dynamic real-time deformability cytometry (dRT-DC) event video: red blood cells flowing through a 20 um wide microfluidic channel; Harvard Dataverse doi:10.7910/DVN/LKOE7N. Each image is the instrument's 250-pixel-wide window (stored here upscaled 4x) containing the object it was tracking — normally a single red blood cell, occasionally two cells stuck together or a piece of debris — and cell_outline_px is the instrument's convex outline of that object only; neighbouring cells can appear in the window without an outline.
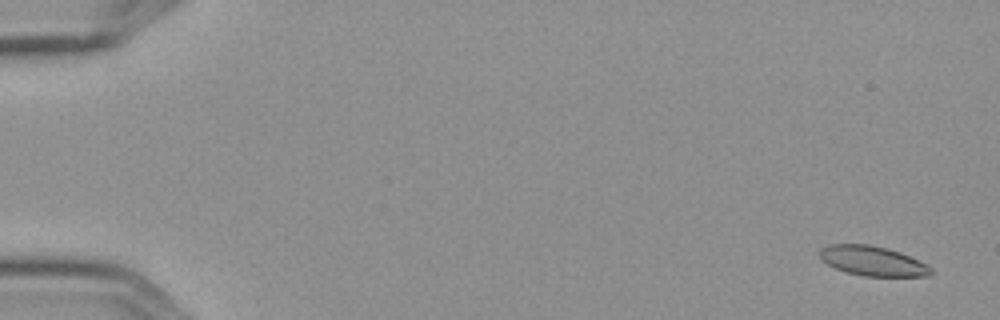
{"species": "Egyptian fruit bat (a non-hibernating species)", "species_latin": "Rousettus aegyptiacus", "temperature_condition": "cold", "stored_images_in_passage": 11, "camera_frame_rate_fps": 3000, "um_per_image_px": 0.085, "frame": {"image": 1, "passage_image": 1, "time_ms": 0.0, "image_size_px": [1000, 320], "cell_outline_px": [[932, 276], [864, 276], [848, 272], [836, 268], [828, 264], [820, 256], [820, 248], [828, 244], [868, 244], [888, 248], [900, 252], [932, 268]], "centroid_in_image_um": [74.17, 22.17], "position_along_channel_um": 10.8, "area_um2": 19.02}}
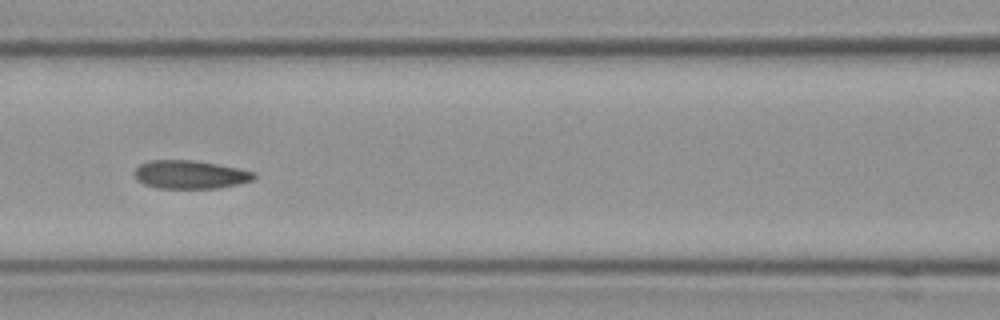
{"frame": {"image": 2, "passage_image": 7, "time_ms": 2.0, "image_size_px": [1000, 320], "cell_outline_px": [[256, 176], [252, 180], [240, 184], [220, 188], [156, 188], [144, 184], [136, 180], [132, 172], [140, 164], [148, 160], [196, 160], [256, 172]], "centroid_in_image_um": [16.13, 14.84], "position_along_channel_um": 150.5, "area_um2": 19.94}}
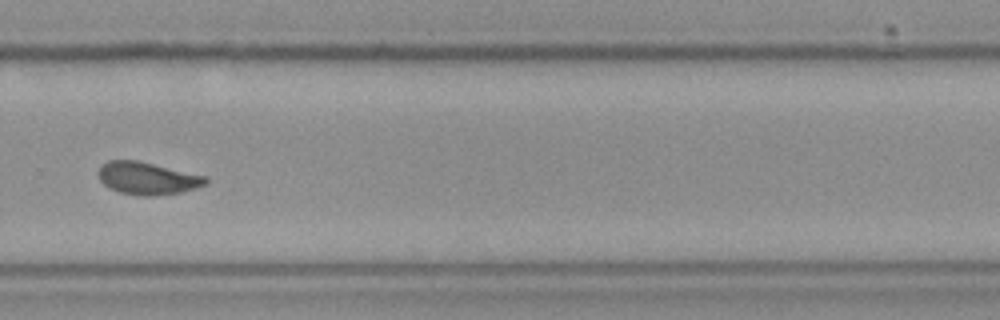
{"frame": {"image": 3, "passage_image": 11, "time_ms": 3.333, "image_size_px": [1000, 320], "cell_outline_px": [[208, 184], [196, 188], [180, 192], [152, 196], [140, 196], [120, 192], [108, 188], [100, 180], [100, 168], [108, 160], [140, 160], [208, 176]], "centroid_in_image_um": [12.59, 15.15], "position_along_channel_um": 317.2, "area_um2": 20.46}}